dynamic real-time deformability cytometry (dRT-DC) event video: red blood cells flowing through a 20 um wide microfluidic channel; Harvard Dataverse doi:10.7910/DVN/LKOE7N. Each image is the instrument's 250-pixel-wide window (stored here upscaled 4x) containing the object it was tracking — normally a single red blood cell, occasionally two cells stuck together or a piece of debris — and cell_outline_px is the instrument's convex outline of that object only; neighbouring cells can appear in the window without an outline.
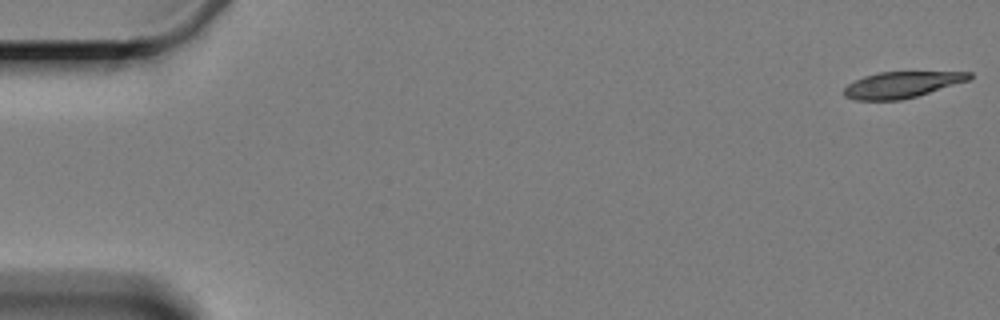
{"species": "Egyptian fruit bat (a non-hibernating species)", "species_latin": "Rousettus aegyptiacus", "temperature_condition": "cold", "stored_images_in_passage": 4, "camera_frame_rate_fps": 3000, "um_per_image_px": 0.085, "animal": {"sex": "female"}, "frame": {"image": 1, "passage_image": 1, "time_ms": 0.0, "image_size_px": [1000, 320], "cell_outline_px": [[972, 76], [968, 80], [916, 96], [900, 100], [856, 100], [844, 96], [844, 88], [848, 84], [864, 76], [880, 72], [972, 72]], "centroid_in_image_um": [76.61, 7.2], "position_along_channel_um": 8.4, "area_um2": 18.79}}
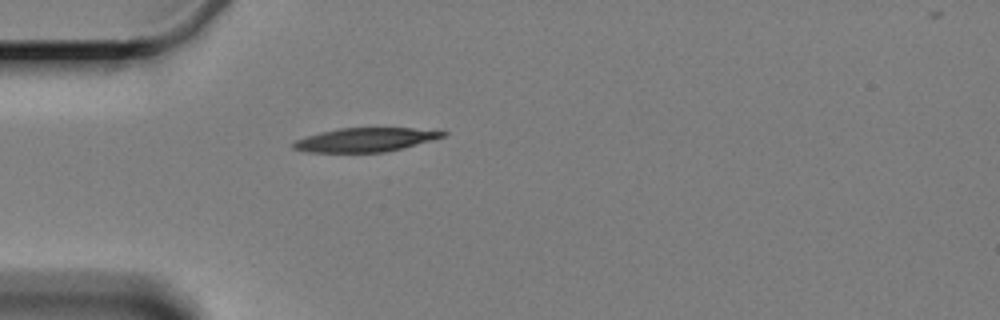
{"frame": {"image": 2, "passage_image": 4, "time_ms": 5.333, "image_size_px": [1000, 320], "cell_outline_px": [[448, 132], [444, 136], [400, 148], [384, 152], [308, 152], [292, 148], [292, 144], [296, 140], [304, 136], [320, 132], [340, 128], [412, 128]], "centroid_in_image_um": [30.96, 11.87], "position_along_channel_um": 54.0, "area_um2": 20.4}}